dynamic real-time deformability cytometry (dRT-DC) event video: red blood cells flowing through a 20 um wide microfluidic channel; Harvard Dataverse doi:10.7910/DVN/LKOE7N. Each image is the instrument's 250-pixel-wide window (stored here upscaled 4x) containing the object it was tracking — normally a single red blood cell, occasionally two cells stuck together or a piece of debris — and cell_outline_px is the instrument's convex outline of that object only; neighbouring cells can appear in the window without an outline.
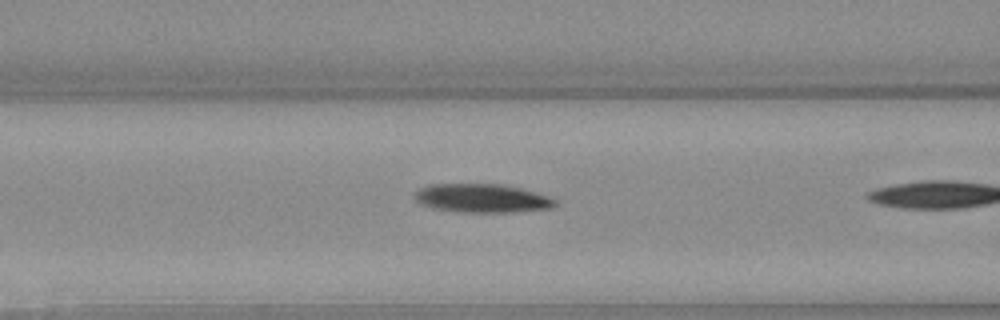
{"species": "Egyptian fruit bat (a non-hibernating species)", "species_latin": "Rousettus aegyptiacus", "temperature_condition": "warm", "stored_images_in_passage": 14, "camera_frame_rate_fps": 3000, "um_per_image_px": 0.085, "animal": {"sex": "female"}, "frame": {"image": 1, "passage_image": 10, "time_ms": 3.0, "image_size_px": [1000, 320], "cell_outline_px": [[556, 204], [552, 208], [516, 212], [460, 212], [432, 208], [416, 200], [412, 196], [420, 188], [432, 184], [500, 184], [520, 188], [548, 196], [556, 200]], "centroid_in_image_um": [40.98, 16.85], "position_along_channel_um": 125.6, "area_um2": 23.35}}